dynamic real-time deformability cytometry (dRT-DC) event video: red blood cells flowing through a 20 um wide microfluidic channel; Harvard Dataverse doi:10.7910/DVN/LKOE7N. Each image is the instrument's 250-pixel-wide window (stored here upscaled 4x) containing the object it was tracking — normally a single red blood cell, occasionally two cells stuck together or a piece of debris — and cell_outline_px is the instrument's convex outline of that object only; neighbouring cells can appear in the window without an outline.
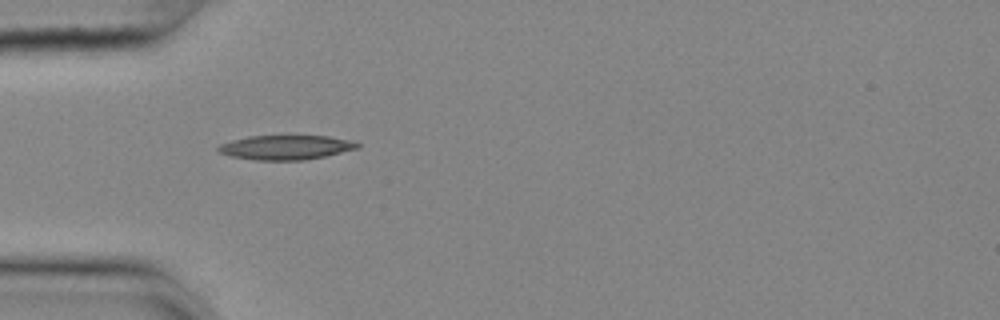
{"species": "common noctule bat (a hibernating species)", "species_latin": "Nyctalus noctula", "temperature_condition": "cold", "stored_images_in_passage": 39, "camera_frame_rate_fps": 3000, "um_per_image_px": 0.085, "animal": {"sex": "female", "body_mass_g": 25.1}, "frame": {"image": 1, "passage_image": 1, "time_ms": 0.0, "image_size_px": [1000, 320], "cell_outline_px": [[360, 148], [324, 156], [304, 160], [256, 160], [232, 156], [220, 152], [216, 148], [220, 144], [232, 140], [248, 136], [328, 136], [352, 140], [360, 144]], "centroid_in_image_um": [24.32, 12.52], "position_along_channel_um": 60.7, "area_um2": 19.71}}
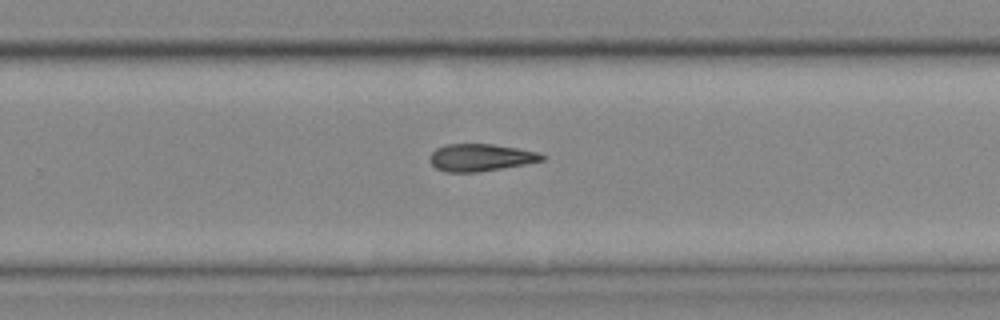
{"frame": {"image": 2, "passage_image": 20, "time_ms": 6.333, "image_size_px": [1000, 320], "cell_outline_px": [[548, 156], [544, 160], [524, 164], [480, 172], [448, 172], [436, 168], [432, 164], [432, 152], [436, 148], [444, 144], [492, 144], [516, 148], [536, 152]], "centroid_in_image_um": [40.87, 13.39], "position_along_channel_um": 288.9, "area_um2": 17.63}}
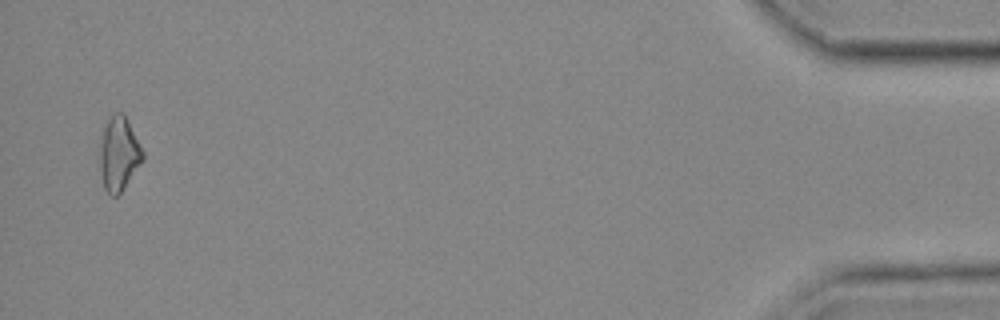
{"frame": {"image": 3, "passage_image": 38, "time_ms": 12.333, "image_size_px": [1000, 320], "cell_outline_px": [[144, 160], [120, 192], [116, 196], [112, 196], [104, 188], [100, 168], [100, 144], [104, 128], [112, 112], [124, 112], [144, 152]], "centroid_in_image_um": [10.12, 13.04], "position_along_channel_um": 425.1, "area_um2": 18.38}}